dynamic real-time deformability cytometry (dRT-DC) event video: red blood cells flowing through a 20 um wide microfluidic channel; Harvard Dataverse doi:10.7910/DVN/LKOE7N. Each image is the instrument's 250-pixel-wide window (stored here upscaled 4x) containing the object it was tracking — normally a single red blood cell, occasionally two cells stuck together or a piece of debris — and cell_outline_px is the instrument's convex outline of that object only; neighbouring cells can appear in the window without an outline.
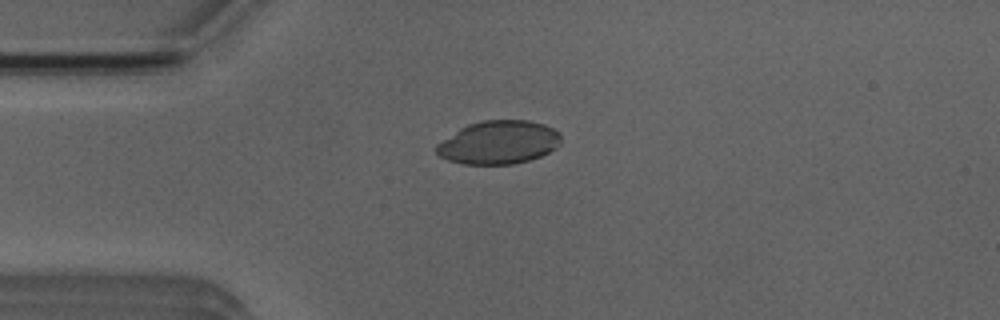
{"species": "Egyptian fruit bat (a non-hibernating species)", "species_latin": "Rousettus aegyptiacus", "temperature_condition": "room temperature", "stored_images_in_passage": 5, "camera_frame_rate_fps": 3000, "um_per_image_px": 0.085, "animal": {"sex": "male"}, "frame": {"image": 1, "passage_image": 4, "time_ms": 3.333, "image_size_px": [1000, 320], "cell_outline_px": [[560, 144], [556, 148], [540, 156], [528, 160], [512, 164], [464, 164], [448, 160], [440, 156], [436, 152], [436, 144], [460, 128], [468, 124], [480, 120], [528, 120], [544, 124], [560, 132]], "centroid_in_image_um": [42.38, 12.09], "position_along_channel_um": 42.6, "area_um2": 31.44}}